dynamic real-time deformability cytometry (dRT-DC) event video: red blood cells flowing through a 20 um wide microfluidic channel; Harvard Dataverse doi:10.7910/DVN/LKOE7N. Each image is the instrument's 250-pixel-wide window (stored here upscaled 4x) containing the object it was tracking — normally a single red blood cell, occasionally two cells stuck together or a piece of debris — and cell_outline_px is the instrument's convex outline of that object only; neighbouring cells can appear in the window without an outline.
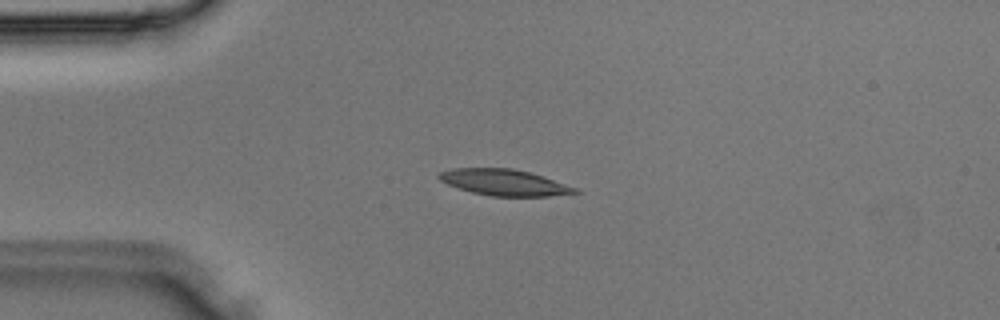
{"species": "Egyptian fruit bat (a non-hibernating species)", "species_latin": "Rousettus aegyptiacus", "temperature_condition": "room temperature", "stored_images_in_passage": 36, "camera_frame_rate_fps": 3000, "um_per_image_px": 0.085, "animal": {"sex": "male"}, "frame": {"image": 1, "passage_image": 8, "time_ms": 2.333, "image_size_px": [1000, 320], "cell_outline_px": [[580, 192], [548, 196], [492, 196], [472, 192], [448, 184], [440, 180], [436, 176], [440, 172], [452, 168], [512, 168], [528, 172], [576, 188]], "centroid_in_image_um": [42.79, 15.5], "position_along_channel_um": 42.2, "area_um2": 20.29}}
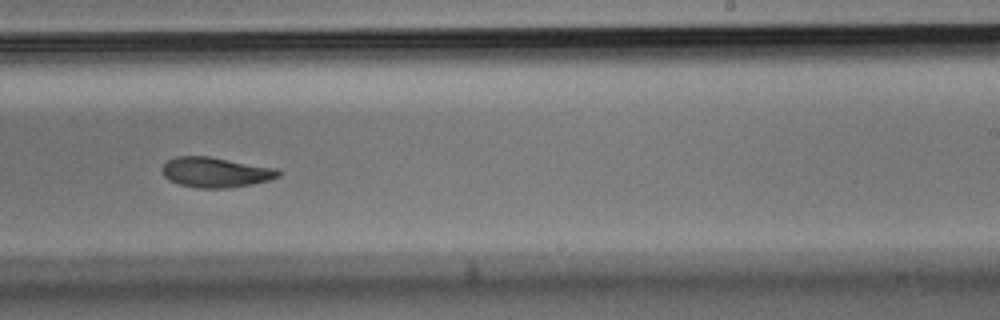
{"frame": {"image": 2, "passage_image": 22, "time_ms": 7.0, "image_size_px": [1000, 320], "cell_outline_px": [[280, 176], [268, 180], [252, 184], [224, 188], [196, 188], [180, 184], [168, 180], [164, 176], [164, 164], [168, 160], [176, 156], [208, 156], [276, 168], [280, 172]], "centroid_in_image_um": [18.32, 14.64], "position_along_channel_um": 270.7, "area_um2": 20.17}}
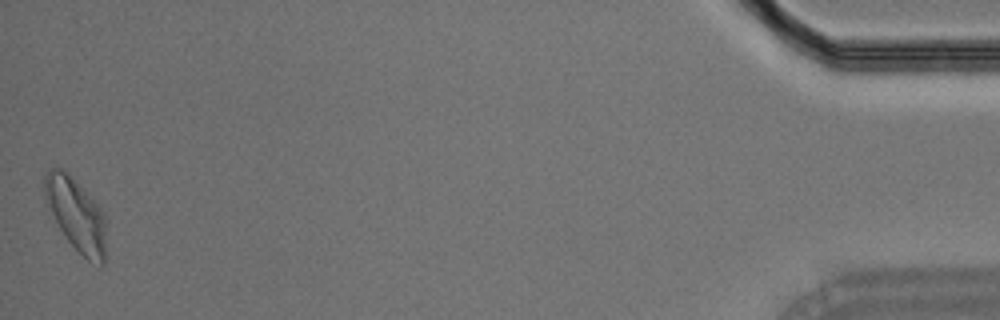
{"frame": {"image": 3, "passage_image": 36, "time_ms": 11.667, "image_size_px": [1000, 320], "cell_outline_px": [[104, 264], [100, 268], [88, 260], [68, 240], [60, 228], [44, 196], [44, 172], [48, 168], [64, 168], [104, 212]], "centroid_in_image_um": [6.46, 18.2], "position_along_channel_um": 428.7, "area_um2": 25.49}}